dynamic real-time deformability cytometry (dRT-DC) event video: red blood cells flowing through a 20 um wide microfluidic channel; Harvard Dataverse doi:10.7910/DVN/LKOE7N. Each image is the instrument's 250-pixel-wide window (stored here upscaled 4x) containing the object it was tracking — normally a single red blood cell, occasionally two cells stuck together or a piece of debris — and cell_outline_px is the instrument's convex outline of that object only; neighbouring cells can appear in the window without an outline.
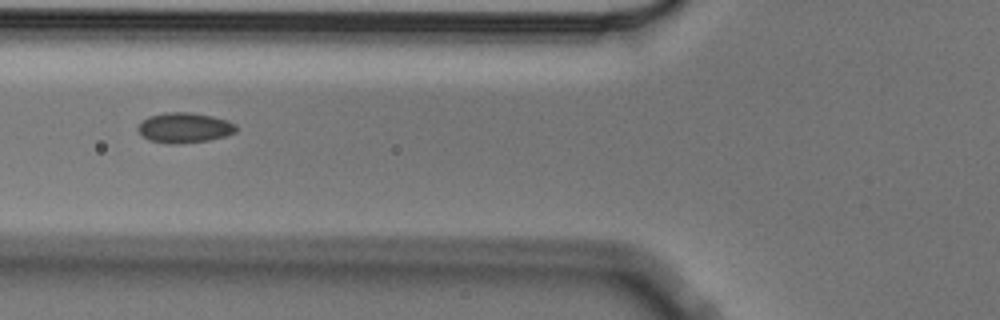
{"species": "Egyptian fruit bat (a non-hibernating species)", "species_latin": "Rousettus aegyptiacus", "temperature_condition": "cold", "stored_images_in_passage": 7, "camera_frame_rate_fps": 3000, "um_per_image_px": 0.085, "animal": {"sex": "male"}, "frame": {"image": 1, "passage_image": 5, "time_ms": 1.333, "image_size_px": [1000, 320], "cell_outline_px": [[236, 132], [224, 136], [208, 140], [176, 144], [172, 144], [148, 140], [136, 128], [140, 120], [148, 116], [164, 112], [192, 112], [212, 116], [228, 120], [236, 124]], "centroid_in_image_um": [15.65, 10.84], "position_along_channel_um": 110.2, "area_um2": 17.4}}
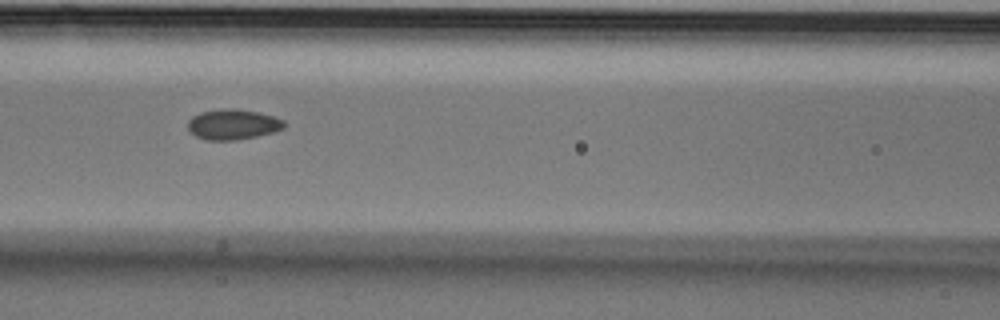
{"frame": {"image": 2, "passage_image": 6, "time_ms": 1.667, "image_size_px": [1000, 320], "cell_outline_px": [[284, 128], [272, 132], [256, 136], [236, 140], [204, 140], [196, 136], [188, 128], [188, 120], [192, 116], [200, 112], [224, 108], [236, 108], [256, 112], [272, 116], [284, 120]], "centroid_in_image_um": [19.76, 10.57], "position_along_channel_um": 146.8, "area_um2": 16.94}}
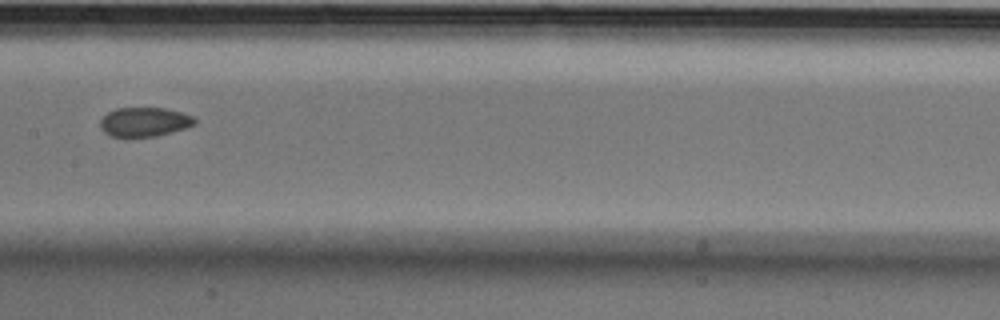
{"frame": {"image": 3, "passage_image": 7, "time_ms": 2.0, "image_size_px": [1000, 320], "cell_outline_px": [[196, 124], [184, 128], [156, 136], [108, 136], [100, 128], [100, 120], [108, 112], [116, 108], [164, 108], [180, 112], [192, 116], [196, 120]], "centroid_in_image_um": [12.25, 10.36], "position_along_channel_um": 195.2, "area_um2": 15.9}}